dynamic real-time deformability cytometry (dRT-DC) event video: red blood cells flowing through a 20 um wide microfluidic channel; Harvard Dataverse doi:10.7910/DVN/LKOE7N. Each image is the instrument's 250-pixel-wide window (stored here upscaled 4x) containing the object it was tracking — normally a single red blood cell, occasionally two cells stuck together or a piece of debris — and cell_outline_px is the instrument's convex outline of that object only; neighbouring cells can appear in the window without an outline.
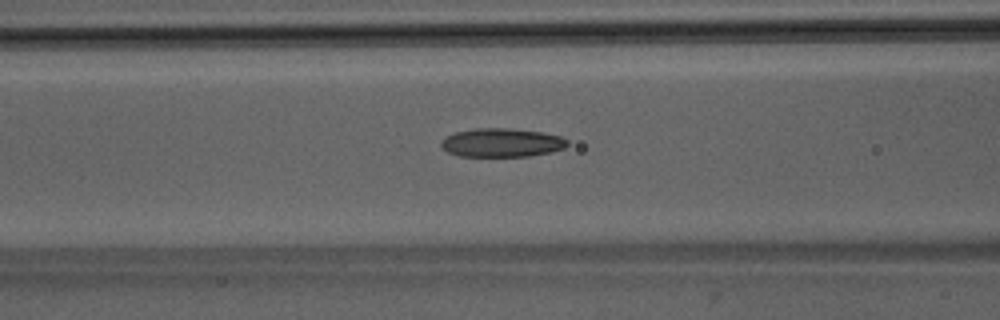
{"species": "Egyptian fruit bat (a non-hibernating species)", "species_latin": "Rousettus aegyptiacus", "temperature_condition": "room temperature", "stored_images_in_passage": 51, "camera_frame_rate_fps": 3000, "um_per_image_px": 0.085, "animal": {"sex": "male"}, "frame": {"image": 1, "passage_image": 21, "time_ms": 6.667, "image_size_px": [1000, 320], "cell_outline_px": [[568, 144], [564, 148], [548, 152], [528, 156], [460, 156], [448, 152], [440, 144], [440, 140], [456, 132], [476, 128], [508, 128], [544, 132], [560, 136], [568, 140]], "centroid_in_image_um": [42.65, 12.12], "position_along_channel_um": 123.9, "area_um2": 20.98}}
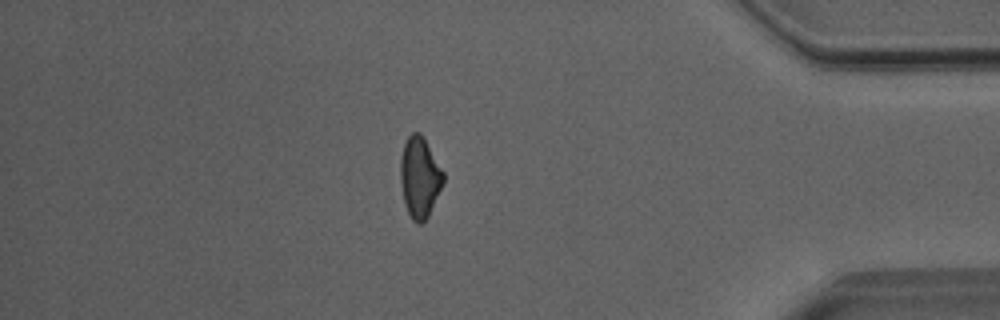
{"frame": {"image": 2, "passage_image": 44, "time_ms": 14.333, "image_size_px": [1000, 320], "cell_outline_px": [[444, 184], [428, 216], [420, 224], [416, 224], [412, 220], [404, 204], [400, 180], [400, 156], [404, 144], [408, 136], [412, 132], [420, 132], [444, 172]], "centroid_in_image_um": [35.67, 15.08], "position_along_channel_um": 399.5, "area_um2": 20.29}}
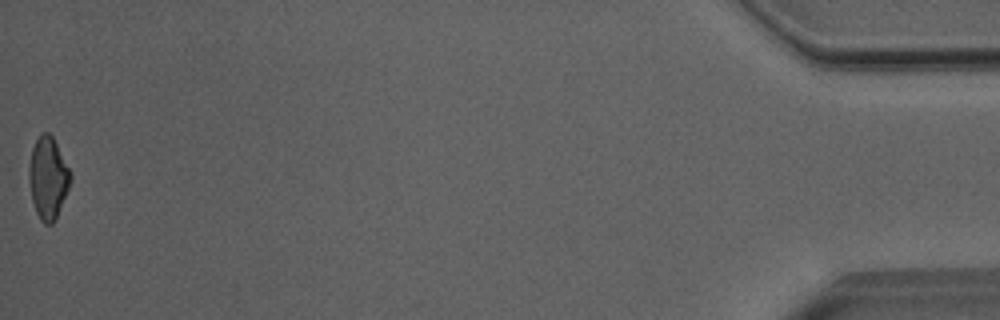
{"frame": {"image": 3, "passage_image": 51, "time_ms": 16.667, "image_size_px": [1000, 320], "cell_outline_px": [[72, 180], [56, 216], [52, 224], [44, 224], [40, 220], [36, 212], [32, 200], [28, 180], [28, 168], [32, 148], [40, 132], [48, 132], [52, 136], [72, 176]], "centroid_in_image_um": [4.05, 15.12], "position_along_channel_um": 431.1, "area_um2": 19.59}, "authors_computed_cell_mechanics": {"area_um2": 20.808, "velocity_mm_per_s": 4.0547, "shape_relaxation_time_tau1_ms": null, "shape_relaxation_time_tau2_ms": 3.6645, "deformation_change_tau1": null, "deformation_change_tau2": 0.1218}}